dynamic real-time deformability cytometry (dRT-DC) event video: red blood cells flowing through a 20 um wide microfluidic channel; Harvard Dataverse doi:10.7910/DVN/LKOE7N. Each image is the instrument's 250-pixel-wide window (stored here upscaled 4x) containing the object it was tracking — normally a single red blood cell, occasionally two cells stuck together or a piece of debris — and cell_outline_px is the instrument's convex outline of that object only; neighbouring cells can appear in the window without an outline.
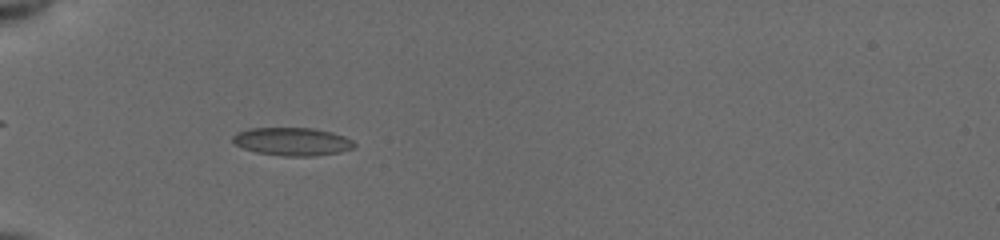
{"species": "common noctule bat (a hibernating species)", "species_latin": "Nyctalus noctula", "temperature_condition": "cold", "stored_images_in_passage": 40, "camera_frame_rate_fps": 3000, "um_per_image_px": 0.085, "animal": {"sex": "female", "body_mass_g": 19.5, "forearm_length_mm": 54.1}, "frame": {"image": 1, "passage_image": 5, "time_ms": 1.333, "image_size_px": [1000, 240], "cell_outline_px": [[356, 144], [352, 148], [340, 152], [312, 156], [284, 156], [256, 152], [244, 148], [236, 144], [232, 140], [232, 136], [236, 132], [248, 128], [312, 128], [332, 132], [344, 136], [352, 140]], "centroid_in_image_um": [24.83, 12.02], "position_along_channel_um": 60.2, "area_um2": 19.83}}
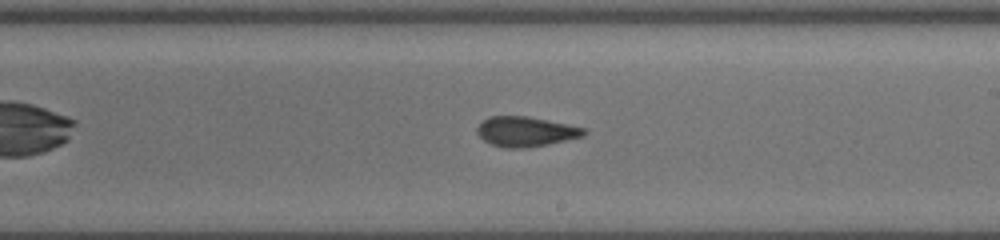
{"frame": {"image": 2, "passage_image": 20, "time_ms": 6.333, "image_size_px": [1000, 240], "cell_outline_px": [[588, 132], [584, 136], [548, 144], [528, 148], [504, 148], [492, 144], [484, 140], [476, 132], [476, 128], [484, 120], [492, 116], [528, 116], [568, 124], [584, 128]], "centroid_in_image_um": [44.7, 11.19], "position_along_channel_um": 244.3, "area_um2": 18.61}}
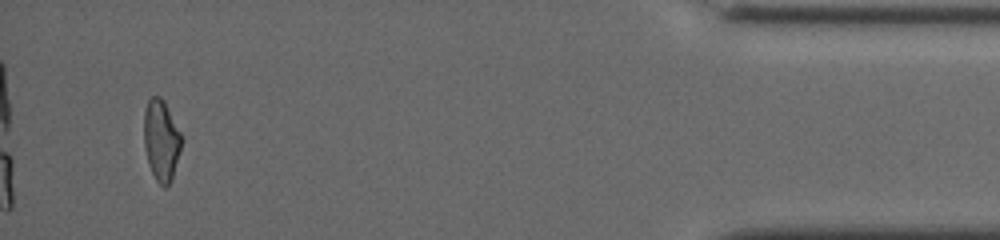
{"frame": {"image": 3, "passage_image": 38, "time_ms": 12.333, "image_size_px": [1000, 240], "cell_outline_px": [[180, 148], [172, 180], [164, 188], [156, 180], [148, 164], [144, 144], [144, 112], [148, 100], [152, 96], [160, 96], [164, 100], [180, 132]], "centroid_in_image_um": [13.68, 11.91], "position_along_channel_um": 421.5, "area_um2": 17.46}, "authors_computed_cell_mechanics": {"area_um2": 18.6405, "velocity_mm_per_s": 3.9425, "shape_relaxation_time_tau1_ms": 7.5604, "shape_relaxation_time_tau2_ms": 2.6497, "deformation_change_tau1": 0.1487, "deformation_change_tau2": 0.0883}}